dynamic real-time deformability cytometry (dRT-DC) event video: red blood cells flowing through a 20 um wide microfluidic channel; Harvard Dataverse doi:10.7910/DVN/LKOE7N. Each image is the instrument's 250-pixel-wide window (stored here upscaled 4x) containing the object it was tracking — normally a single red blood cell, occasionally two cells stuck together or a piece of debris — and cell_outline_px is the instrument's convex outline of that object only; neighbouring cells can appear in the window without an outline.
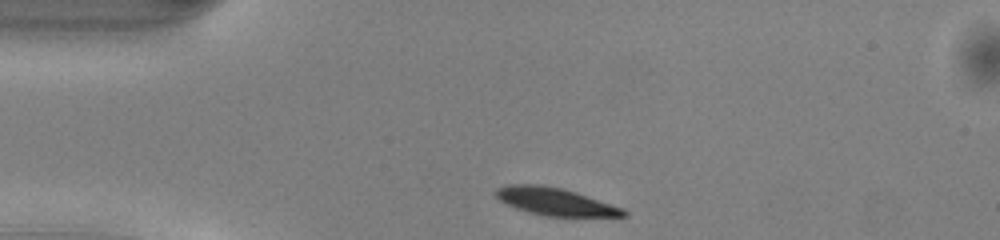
{"species": "common noctule bat (a hibernating species)", "species_latin": "Nyctalus noctula", "temperature_condition": "warm", "stored_images_in_passage": 40, "camera_frame_rate_fps": 3000, "um_per_image_px": 0.085, "animal": {"sex": "male", "body_mass_g": 13.0, "forearm_length_mm": 53.1}, "frame": {"image": 1, "passage_image": 1, "time_ms": 0.0, "image_size_px": [1000, 240], "cell_outline_px": [[628, 216], [544, 216], [528, 212], [516, 208], [500, 200], [492, 192], [496, 188], [508, 184], [540, 184], [560, 188], [576, 192], [624, 208], [628, 212]], "centroid_in_image_um": [47.18, 17.13], "position_along_channel_um": 37.8, "area_um2": 20.52}}
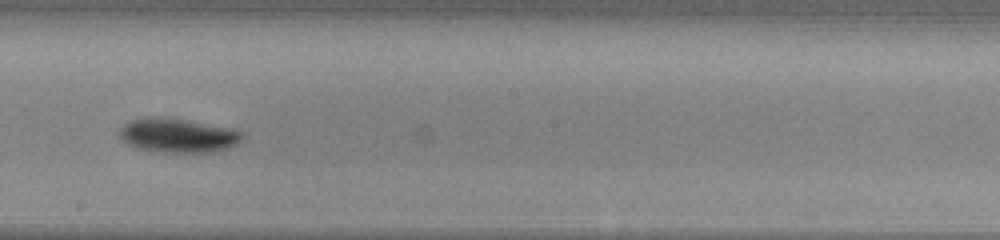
{"frame": {"image": 2, "passage_image": 18, "time_ms": 5.667, "image_size_px": [1000, 240], "cell_outline_px": [[244, 136], [236, 144], [228, 148], [212, 152], [164, 152], [136, 148], [120, 140], [116, 132], [124, 124], [132, 120], [164, 116], [188, 120], [232, 128], [244, 132]], "centroid_in_image_um": [15.1, 11.51], "position_along_channel_um": 233.1, "area_um2": 24.62}}
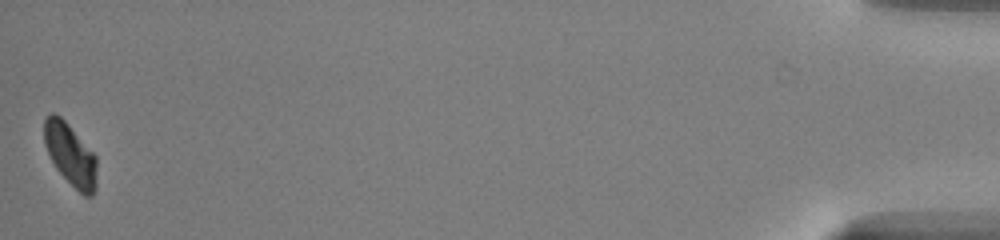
{"frame": {"image": 3, "passage_image": 40, "time_ms": 13.0, "image_size_px": [1000, 240], "cell_outline_px": [[96, 188], [92, 196], [84, 196], [56, 168], [44, 144], [44, 116], [52, 112], [60, 116], [68, 124], [96, 156]], "centroid_in_image_um": [5.97, 13.11], "position_along_channel_um": 429.2, "area_um2": 18.79}, "authors_computed_cell_mechanics": {"area_um2": 22.0796, "velocity_mm_per_s": 4.0357, "shape_relaxation_time_tau1_ms": 2.2934, "shape_relaxation_time_tau2_ms": null, "deformation_change_tau1": 0.1177, "deformation_change_tau2": null}}